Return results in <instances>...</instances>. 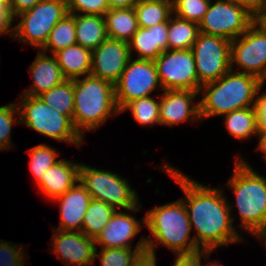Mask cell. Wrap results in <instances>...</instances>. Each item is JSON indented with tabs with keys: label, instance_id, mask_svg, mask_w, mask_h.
<instances>
[{
	"label": "cell",
	"instance_id": "cell-35",
	"mask_svg": "<svg viewBox=\"0 0 266 266\" xmlns=\"http://www.w3.org/2000/svg\"><path fill=\"white\" fill-rule=\"evenodd\" d=\"M173 14L199 24L208 11L211 0H172Z\"/></svg>",
	"mask_w": 266,
	"mask_h": 266
},
{
	"label": "cell",
	"instance_id": "cell-6",
	"mask_svg": "<svg viewBox=\"0 0 266 266\" xmlns=\"http://www.w3.org/2000/svg\"><path fill=\"white\" fill-rule=\"evenodd\" d=\"M15 101L19 111L20 124L60 142L73 144L78 148L84 140L75 128L73 121L45 104L38 96L20 94Z\"/></svg>",
	"mask_w": 266,
	"mask_h": 266
},
{
	"label": "cell",
	"instance_id": "cell-37",
	"mask_svg": "<svg viewBox=\"0 0 266 266\" xmlns=\"http://www.w3.org/2000/svg\"><path fill=\"white\" fill-rule=\"evenodd\" d=\"M108 9V0H70L67 6L69 14H93L104 16Z\"/></svg>",
	"mask_w": 266,
	"mask_h": 266
},
{
	"label": "cell",
	"instance_id": "cell-48",
	"mask_svg": "<svg viewBox=\"0 0 266 266\" xmlns=\"http://www.w3.org/2000/svg\"><path fill=\"white\" fill-rule=\"evenodd\" d=\"M258 20L264 25L266 28V11L258 18Z\"/></svg>",
	"mask_w": 266,
	"mask_h": 266
},
{
	"label": "cell",
	"instance_id": "cell-15",
	"mask_svg": "<svg viewBox=\"0 0 266 266\" xmlns=\"http://www.w3.org/2000/svg\"><path fill=\"white\" fill-rule=\"evenodd\" d=\"M130 59L128 42L107 38L91 51L90 75L115 84Z\"/></svg>",
	"mask_w": 266,
	"mask_h": 266
},
{
	"label": "cell",
	"instance_id": "cell-45",
	"mask_svg": "<svg viewBox=\"0 0 266 266\" xmlns=\"http://www.w3.org/2000/svg\"><path fill=\"white\" fill-rule=\"evenodd\" d=\"M212 254V251H201L200 252V266H223L220 264V261L215 260V261H210L207 264H202V259L204 258L205 261H208L210 259V255Z\"/></svg>",
	"mask_w": 266,
	"mask_h": 266
},
{
	"label": "cell",
	"instance_id": "cell-31",
	"mask_svg": "<svg viewBox=\"0 0 266 266\" xmlns=\"http://www.w3.org/2000/svg\"><path fill=\"white\" fill-rule=\"evenodd\" d=\"M131 111L133 118L139 125L153 126L160 125L159 111H160V97L148 96L135 99L128 103L122 110Z\"/></svg>",
	"mask_w": 266,
	"mask_h": 266
},
{
	"label": "cell",
	"instance_id": "cell-38",
	"mask_svg": "<svg viewBox=\"0 0 266 266\" xmlns=\"http://www.w3.org/2000/svg\"><path fill=\"white\" fill-rule=\"evenodd\" d=\"M261 93V94H260ZM257 115L258 134H266V92H261V88L257 92L254 104Z\"/></svg>",
	"mask_w": 266,
	"mask_h": 266
},
{
	"label": "cell",
	"instance_id": "cell-28",
	"mask_svg": "<svg viewBox=\"0 0 266 266\" xmlns=\"http://www.w3.org/2000/svg\"><path fill=\"white\" fill-rule=\"evenodd\" d=\"M76 28L74 14L67 13L51 30L45 45L40 49L41 52L53 55L59 50L65 49L76 44ZM50 49V50H49Z\"/></svg>",
	"mask_w": 266,
	"mask_h": 266
},
{
	"label": "cell",
	"instance_id": "cell-9",
	"mask_svg": "<svg viewBox=\"0 0 266 266\" xmlns=\"http://www.w3.org/2000/svg\"><path fill=\"white\" fill-rule=\"evenodd\" d=\"M230 60L231 70L236 65L238 72L266 82V28L258 19L241 36L231 41Z\"/></svg>",
	"mask_w": 266,
	"mask_h": 266
},
{
	"label": "cell",
	"instance_id": "cell-20",
	"mask_svg": "<svg viewBox=\"0 0 266 266\" xmlns=\"http://www.w3.org/2000/svg\"><path fill=\"white\" fill-rule=\"evenodd\" d=\"M28 69L33 82L21 93L23 95L39 96L66 80L55 57L40 50Z\"/></svg>",
	"mask_w": 266,
	"mask_h": 266
},
{
	"label": "cell",
	"instance_id": "cell-5",
	"mask_svg": "<svg viewBox=\"0 0 266 266\" xmlns=\"http://www.w3.org/2000/svg\"><path fill=\"white\" fill-rule=\"evenodd\" d=\"M119 114L113 83L92 75L74 79L72 121L83 138L85 132L95 131L105 125L110 116L114 118Z\"/></svg>",
	"mask_w": 266,
	"mask_h": 266
},
{
	"label": "cell",
	"instance_id": "cell-19",
	"mask_svg": "<svg viewBox=\"0 0 266 266\" xmlns=\"http://www.w3.org/2000/svg\"><path fill=\"white\" fill-rule=\"evenodd\" d=\"M80 164L70 160L59 159L43 174L37 185L39 193L50 202L63 195L80 180Z\"/></svg>",
	"mask_w": 266,
	"mask_h": 266
},
{
	"label": "cell",
	"instance_id": "cell-10",
	"mask_svg": "<svg viewBox=\"0 0 266 266\" xmlns=\"http://www.w3.org/2000/svg\"><path fill=\"white\" fill-rule=\"evenodd\" d=\"M256 20L242 6L230 0H211L208 11L199 23L203 34L223 37L233 41L241 36Z\"/></svg>",
	"mask_w": 266,
	"mask_h": 266
},
{
	"label": "cell",
	"instance_id": "cell-23",
	"mask_svg": "<svg viewBox=\"0 0 266 266\" xmlns=\"http://www.w3.org/2000/svg\"><path fill=\"white\" fill-rule=\"evenodd\" d=\"M76 43L91 51L108 38L102 15L74 14Z\"/></svg>",
	"mask_w": 266,
	"mask_h": 266
},
{
	"label": "cell",
	"instance_id": "cell-32",
	"mask_svg": "<svg viewBox=\"0 0 266 266\" xmlns=\"http://www.w3.org/2000/svg\"><path fill=\"white\" fill-rule=\"evenodd\" d=\"M26 152L30 155L29 169L35 184L38 185L45 171L59 161L57 159L59 151L56 148L50 147L47 143H41L31 147Z\"/></svg>",
	"mask_w": 266,
	"mask_h": 266
},
{
	"label": "cell",
	"instance_id": "cell-11",
	"mask_svg": "<svg viewBox=\"0 0 266 266\" xmlns=\"http://www.w3.org/2000/svg\"><path fill=\"white\" fill-rule=\"evenodd\" d=\"M114 86L116 104L120 112L135 99L151 96L155 90L163 91L154 60L133 57Z\"/></svg>",
	"mask_w": 266,
	"mask_h": 266
},
{
	"label": "cell",
	"instance_id": "cell-12",
	"mask_svg": "<svg viewBox=\"0 0 266 266\" xmlns=\"http://www.w3.org/2000/svg\"><path fill=\"white\" fill-rule=\"evenodd\" d=\"M191 50L202 85L218 80L231 69V41L223 37L200 32Z\"/></svg>",
	"mask_w": 266,
	"mask_h": 266
},
{
	"label": "cell",
	"instance_id": "cell-1",
	"mask_svg": "<svg viewBox=\"0 0 266 266\" xmlns=\"http://www.w3.org/2000/svg\"><path fill=\"white\" fill-rule=\"evenodd\" d=\"M160 169L170 175L184 192V202L197 247L201 251H215L218 247L244 242L236 230V217L232 216L233 203L227 201L223 188L203 185L186 176L169 162L162 163ZM233 204V205H232Z\"/></svg>",
	"mask_w": 266,
	"mask_h": 266
},
{
	"label": "cell",
	"instance_id": "cell-8",
	"mask_svg": "<svg viewBox=\"0 0 266 266\" xmlns=\"http://www.w3.org/2000/svg\"><path fill=\"white\" fill-rule=\"evenodd\" d=\"M67 6L54 0H43L32 9L15 18L14 39L40 50L46 43L53 27L66 14Z\"/></svg>",
	"mask_w": 266,
	"mask_h": 266
},
{
	"label": "cell",
	"instance_id": "cell-36",
	"mask_svg": "<svg viewBox=\"0 0 266 266\" xmlns=\"http://www.w3.org/2000/svg\"><path fill=\"white\" fill-rule=\"evenodd\" d=\"M20 246L21 244L18 246L16 243L0 240V266H26L27 251L23 248L24 245Z\"/></svg>",
	"mask_w": 266,
	"mask_h": 266
},
{
	"label": "cell",
	"instance_id": "cell-29",
	"mask_svg": "<svg viewBox=\"0 0 266 266\" xmlns=\"http://www.w3.org/2000/svg\"><path fill=\"white\" fill-rule=\"evenodd\" d=\"M115 212L112 206L92 199L85 212L81 232L89 238L96 239Z\"/></svg>",
	"mask_w": 266,
	"mask_h": 266
},
{
	"label": "cell",
	"instance_id": "cell-21",
	"mask_svg": "<svg viewBox=\"0 0 266 266\" xmlns=\"http://www.w3.org/2000/svg\"><path fill=\"white\" fill-rule=\"evenodd\" d=\"M168 21L149 28L138 27L128 42L131 57L136 52L137 59L155 60L167 50Z\"/></svg>",
	"mask_w": 266,
	"mask_h": 266
},
{
	"label": "cell",
	"instance_id": "cell-22",
	"mask_svg": "<svg viewBox=\"0 0 266 266\" xmlns=\"http://www.w3.org/2000/svg\"><path fill=\"white\" fill-rule=\"evenodd\" d=\"M64 77L68 80L90 75L91 50L77 43L54 53Z\"/></svg>",
	"mask_w": 266,
	"mask_h": 266
},
{
	"label": "cell",
	"instance_id": "cell-26",
	"mask_svg": "<svg viewBox=\"0 0 266 266\" xmlns=\"http://www.w3.org/2000/svg\"><path fill=\"white\" fill-rule=\"evenodd\" d=\"M226 130L235 139L249 140L252 136H258L257 115L255 107L234 110L223 115Z\"/></svg>",
	"mask_w": 266,
	"mask_h": 266
},
{
	"label": "cell",
	"instance_id": "cell-18",
	"mask_svg": "<svg viewBox=\"0 0 266 266\" xmlns=\"http://www.w3.org/2000/svg\"><path fill=\"white\" fill-rule=\"evenodd\" d=\"M91 200L90 193L80 181L63 195L53 199L52 202H57L60 211V224L54 229L81 231L85 212Z\"/></svg>",
	"mask_w": 266,
	"mask_h": 266
},
{
	"label": "cell",
	"instance_id": "cell-47",
	"mask_svg": "<svg viewBox=\"0 0 266 266\" xmlns=\"http://www.w3.org/2000/svg\"><path fill=\"white\" fill-rule=\"evenodd\" d=\"M254 237L256 236L257 239H259L260 242H262V244L265 246V250H266V230L259 232L255 235H253Z\"/></svg>",
	"mask_w": 266,
	"mask_h": 266
},
{
	"label": "cell",
	"instance_id": "cell-16",
	"mask_svg": "<svg viewBox=\"0 0 266 266\" xmlns=\"http://www.w3.org/2000/svg\"><path fill=\"white\" fill-rule=\"evenodd\" d=\"M142 223L145 226V215L139 221L131 213L116 210L95 239V245H101L100 248H147L145 235H142L135 247L132 244L142 230Z\"/></svg>",
	"mask_w": 266,
	"mask_h": 266
},
{
	"label": "cell",
	"instance_id": "cell-50",
	"mask_svg": "<svg viewBox=\"0 0 266 266\" xmlns=\"http://www.w3.org/2000/svg\"><path fill=\"white\" fill-rule=\"evenodd\" d=\"M1 2L5 3L8 7H10L12 0H0Z\"/></svg>",
	"mask_w": 266,
	"mask_h": 266
},
{
	"label": "cell",
	"instance_id": "cell-46",
	"mask_svg": "<svg viewBox=\"0 0 266 266\" xmlns=\"http://www.w3.org/2000/svg\"><path fill=\"white\" fill-rule=\"evenodd\" d=\"M258 145H256V150L263 153V159H266V134H258Z\"/></svg>",
	"mask_w": 266,
	"mask_h": 266
},
{
	"label": "cell",
	"instance_id": "cell-44",
	"mask_svg": "<svg viewBox=\"0 0 266 266\" xmlns=\"http://www.w3.org/2000/svg\"><path fill=\"white\" fill-rule=\"evenodd\" d=\"M138 0H108L109 9L132 8Z\"/></svg>",
	"mask_w": 266,
	"mask_h": 266
},
{
	"label": "cell",
	"instance_id": "cell-27",
	"mask_svg": "<svg viewBox=\"0 0 266 266\" xmlns=\"http://www.w3.org/2000/svg\"><path fill=\"white\" fill-rule=\"evenodd\" d=\"M199 33V24L173 14L168 21L167 50L191 49Z\"/></svg>",
	"mask_w": 266,
	"mask_h": 266
},
{
	"label": "cell",
	"instance_id": "cell-2",
	"mask_svg": "<svg viewBox=\"0 0 266 266\" xmlns=\"http://www.w3.org/2000/svg\"><path fill=\"white\" fill-rule=\"evenodd\" d=\"M259 78L229 70L221 78L201 85L199 94L200 118L223 116L234 110L253 107L257 92L263 89Z\"/></svg>",
	"mask_w": 266,
	"mask_h": 266
},
{
	"label": "cell",
	"instance_id": "cell-34",
	"mask_svg": "<svg viewBox=\"0 0 266 266\" xmlns=\"http://www.w3.org/2000/svg\"><path fill=\"white\" fill-rule=\"evenodd\" d=\"M20 124L19 111L16 102L0 106V151L12 149V126Z\"/></svg>",
	"mask_w": 266,
	"mask_h": 266
},
{
	"label": "cell",
	"instance_id": "cell-17",
	"mask_svg": "<svg viewBox=\"0 0 266 266\" xmlns=\"http://www.w3.org/2000/svg\"><path fill=\"white\" fill-rule=\"evenodd\" d=\"M163 92V93H162ZM160 96V126H174L182 122H201L199 92L191 90H163ZM200 120V121H199Z\"/></svg>",
	"mask_w": 266,
	"mask_h": 266
},
{
	"label": "cell",
	"instance_id": "cell-13",
	"mask_svg": "<svg viewBox=\"0 0 266 266\" xmlns=\"http://www.w3.org/2000/svg\"><path fill=\"white\" fill-rule=\"evenodd\" d=\"M163 90L200 91L195 60L191 49L166 50L155 60Z\"/></svg>",
	"mask_w": 266,
	"mask_h": 266
},
{
	"label": "cell",
	"instance_id": "cell-7",
	"mask_svg": "<svg viewBox=\"0 0 266 266\" xmlns=\"http://www.w3.org/2000/svg\"><path fill=\"white\" fill-rule=\"evenodd\" d=\"M92 199L103 201L115 210L138 212L142 205L138 193L127 179L116 172L80 164V180Z\"/></svg>",
	"mask_w": 266,
	"mask_h": 266
},
{
	"label": "cell",
	"instance_id": "cell-41",
	"mask_svg": "<svg viewBox=\"0 0 266 266\" xmlns=\"http://www.w3.org/2000/svg\"><path fill=\"white\" fill-rule=\"evenodd\" d=\"M40 1L43 0H12L9 7L12 17L15 19L16 16L32 9Z\"/></svg>",
	"mask_w": 266,
	"mask_h": 266
},
{
	"label": "cell",
	"instance_id": "cell-43",
	"mask_svg": "<svg viewBox=\"0 0 266 266\" xmlns=\"http://www.w3.org/2000/svg\"><path fill=\"white\" fill-rule=\"evenodd\" d=\"M171 266H200V252L192 255H177Z\"/></svg>",
	"mask_w": 266,
	"mask_h": 266
},
{
	"label": "cell",
	"instance_id": "cell-3",
	"mask_svg": "<svg viewBox=\"0 0 266 266\" xmlns=\"http://www.w3.org/2000/svg\"><path fill=\"white\" fill-rule=\"evenodd\" d=\"M145 226L152 235L146 237L148 251L156 254V246L163 245L176 255L201 252L191 237V224L181 198L149 209L145 214Z\"/></svg>",
	"mask_w": 266,
	"mask_h": 266
},
{
	"label": "cell",
	"instance_id": "cell-49",
	"mask_svg": "<svg viewBox=\"0 0 266 266\" xmlns=\"http://www.w3.org/2000/svg\"><path fill=\"white\" fill-rule=\"evenodd\" d=\"M63 3L64 5L68 6L70 0H54Z\"/></svg>",
	"mask_w": 266,
	"mask_h": 266
},
{
	"label": "cell",
	"instance_id": "cell-30",
	"mask_svg": "<svg viewBox=\"0 0 266 266\" xmlns=\"http://www.w3.org/2000/svg\"><path fill=\"white\" fill-rule=\"evenodd\" d=\"M42 101L59 113L73 119L74 112V79L63 83L38 96Z\"/></svg>",
	"mask_w": 266,
	"mask_h": 266
},
{
	"label": "cell",
	"instance_id": "cell-25",
	"mask_svg": "<svg viewBox=\"0 0 266 266\" xmlns=\"http://www.w3.org/2000/svg\"><path fill=\"white\" fill-rule=\"evenodd\" d=\"M138 27L149 28L169 21L173 15L172 0H138L134 5Z\"/></svg>",
	"mask_w": 266,
	"mask_h": 266
},
{
	"label": "cell",
	"instance_id": "cell-4",
	"mask_svg": "<svg viewBox=\"0 0 266 266\" xmlns=\"http://www.w3.org/2000/svg\"><path fill=\"white\" fill-rule=\"evenodd\" d=\"M233 173L225 184L234 192L240 228L252 236L266 230V176L235 155Z\"/></svg>",
	"mask_w": 266,
	"mask_h": 266
},
{
	"label": "cell",
	"instance_id": "cell-24",
	"mask_svg": "<svg viewBox=\"0 0 266 266\" xmlns=\"http://www.w3.org/2000/svg\"><path fill=\"white\" fill-rule=\"evenodd\" d=\"M108 38L129 42L138 29V21L132 8L108 9L104 14Z\"/></svg>",
	"mask_w": 266,
	"mask_h": 266
},
{
	"label": "cell",
	"instance_id": "cell-33",
	"mask_svg": "<svg viewBox=\"0 0 266 266\" xmlns=\"http://www.w3.org/2000/svg\"><path fill=\"white\" fill-rule=\"evenodd\" d=\"M147 248H101L95 250V259L98 258L101 266H129L134 258Z\"/></svg>",
	"mask_w": 266,
	"mask_h": 266
},
{
	"label": "cell",
	"instance_id": "cell-39",
	"mask_svg": "<svg viewBox=\"0 0 266 266\" xmlns=\"http://www.w3.org/2000/svg\"><path fill=\"white\" fill-rule=\"evenodd\" d=\"M14 19L11 15L9 7L0 1V37L1 35H8L14 38Z\"/></svg>",
	"mask_w": 266,
	"mask_h": 266
},
{
	"label": "cell",
	"instance_id": "cell-14",
	"mask_svg": "<svg viewBox=\"0 0 266 266\" xmlns=\"http://www.w3.org/2000/svg\"><path fill=\"white\" fill-rule=\"evenodd\" d=\"M53 229L49 247L54 257L64 266H92L95 261V239L87 237L81 231H63Z\"/></svg>",
	"mask_w": 266,
	"mask_h": 266
},
{
	"label": "cell",
	"instance_id": "cell-42",
	"mask_svg": "<svg viewBox=\"0 0 266 266\" xmlns=\"http://www.w3.org/2000/svg\"><path fill=\"white\" fill-rule=\"evenodd\" d=\"M156 254L145 250L140 252L129 266H156Z\"/></svg>",
	"mask_w": 266,
	"mask_h": 266
},
{
	"label": "cell",
	"instance_id": "cell-40",
	"mask_svg": "<svg viewBox=\"0 0 266 266\" xmlns=\"http://www.w3.org/2000/svg\"><path fill=\"white\" fill-rule=\"evenodd\" d=\"M258 19L266 11V0H230Z\"/></svg>",
	"mask_w": 266,
	"mask_h": 266
}]
</instances>
